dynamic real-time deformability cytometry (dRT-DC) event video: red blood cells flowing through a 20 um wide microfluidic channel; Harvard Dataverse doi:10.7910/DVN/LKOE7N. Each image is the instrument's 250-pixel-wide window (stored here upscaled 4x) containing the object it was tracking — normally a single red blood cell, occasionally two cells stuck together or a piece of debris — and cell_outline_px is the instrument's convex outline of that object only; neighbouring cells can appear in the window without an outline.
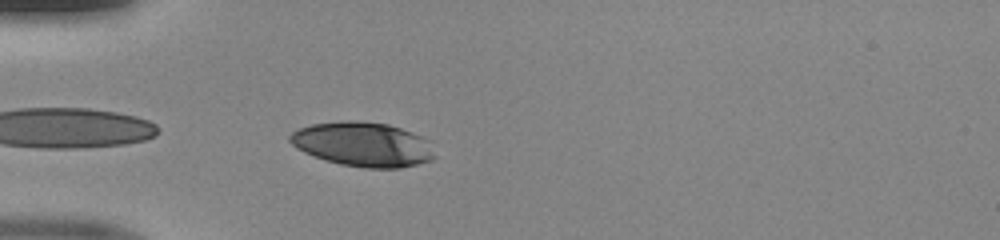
{"species": "human", "species_latin": "Homo sapiens", "temperature_condition": "room temperature", "stored_images_in_passage": 31, "camera_frame_rate_fps": 3000, "um_per_image_px": 0.085, "donor": {"sex": "male"}, "frame": {"image": 1, "passage_image": 1, "time_ms": 0.0, "image_size_px": [1000, 240], "cell_outline_px": [[436, 156], [432, 160], [400, 168], [364, 168], [340, 164], [304, 152], [296, 148], [288, 140], [288, 136], [292, 132], [300, 128], [312, 124], [340, 120], [356, 120], [388, 124], [412, 132], [432, 140]], "centroid_in_image_um": [30.9, 12.26], "position_along_channel_um": 54.1, "area_um2": 37.86}}
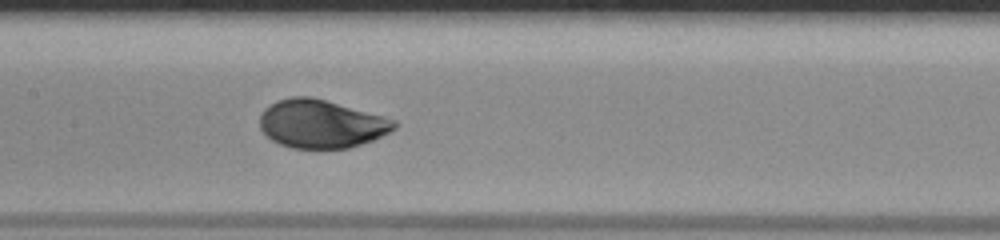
{"frame": {"image": 2, "passage_image": 11, "time_ms": 3.333, "image_size_px": [1000, 240], "cell_outline_px": [[400, 124], [396, 128], [372, 140], [348, 148], [292, 148], [280, 144], [272, 140], [260, 128], [260, 116], [264, 108], [276, 100], [292, 96], [312, 96], [384, 116], [396, 120]], "centroid_in_image_um": [27.3, 10.51], "position_along_channel_um": 180.1, "area_um2": 37.86}}
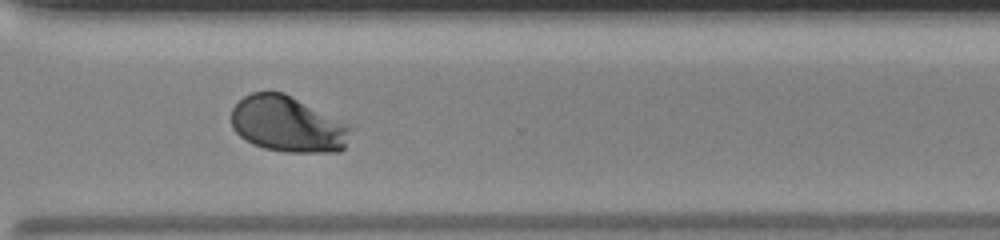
{"frame": {"image": 3, "passage_image": 23, "time_ms": 7.333, "image_size_px": [1000, 240], "cell_outline_px": [[352, 128], [344, 148], [340, 152], [284, 152], [264, 148], [252, 144], [244, 140], [232, 128], [232, 108], [244, 96], [252, 92], [284, 92], [348, 124]], "centroid_in_image_um": [24.44, 10.57], "position_along_channel_um": 346.2, "area_um2": 38.84}}